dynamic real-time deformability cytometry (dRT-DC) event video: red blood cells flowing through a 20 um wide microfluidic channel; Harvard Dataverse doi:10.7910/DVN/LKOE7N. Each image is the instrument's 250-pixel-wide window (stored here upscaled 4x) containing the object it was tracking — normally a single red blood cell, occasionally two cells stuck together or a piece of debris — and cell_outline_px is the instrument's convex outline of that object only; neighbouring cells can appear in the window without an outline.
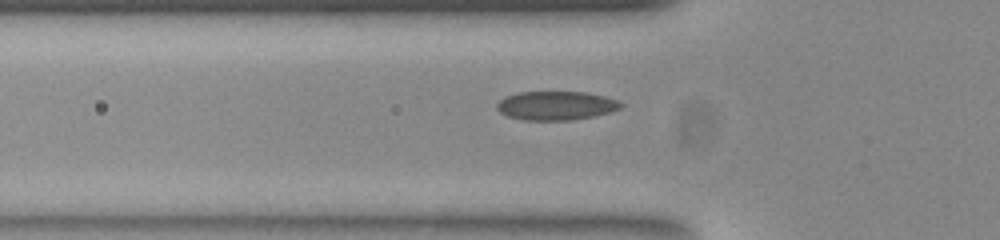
{"species": "common noctule bat (a hibernating species)", "species_latin": "Nyctalus noctula", "temperature_condition": "room temperature", "stored_images_in_passage": 36, "camera_frame_rate_fps": 3000, "um_per_image_px": 0.085, "animal": {"sex": "female", "body_mass_g": 23.0, "forearm_length_mm": 53.4}, "frame": {"image": 1, "passage_image": 6, "time_ms": 1.667, "image_size_px": [1000, 240], "cell_outline_px": [[624, 104], [620, 108], [608, 112], [592, 116], [572, 120], [524, 120], [508, 116], [500, 112], [496, 108], [496, 104], [504, 96], [516, 92], [584, 92], [604, 96], [616, 100]], "centroid_in_image_um": [47.21, 8.97], "position_along_channel_um": 78.6, "area_um2": 20.75}}
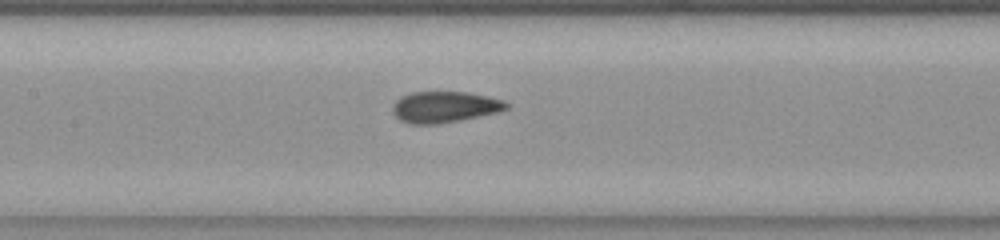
{"frame": {"image": 2, "passage_image": 13, "time_ms": 4.0, "image_size_px": [1000, 240], "cell_outline_px": [[508, 108], [500, 112], [460, 120], [436, 124], [412, 124], [400, 120], [392, 112], [392, 104], [400, 96], [412, 92], [468, 92], [488, 96], [504, 100], [508, 104]], "centroid_in_image_um": [37.79, 9.09], "position_along_channel_um": 169.6, "area_um2": 20.81}}
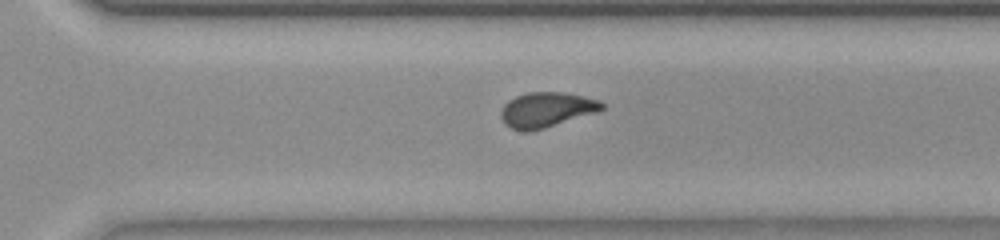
{"frame": {"image": 3, "passage_image": 25, "time_ms": 8.0, "image_size_px": [1000, 240], "cell_outline_px": [[604, 108], [596, 112], [544, 128], [528, 132], [524, 132], [512, 128], [504, 124], [500, 116], [500, 112], [504, 104], [508, 100], [516, 96], [528, 92], [564, 92], [584, 96], [600, 100], [604, 104]], "centroid_in_image_um": [46.42, 9.32], "position_along_channel_um": 324.2, "area_um2": 20.63}, "authors_computed_cell_mechanics": {"area_um2": 20.5479, "velocity_mm_per_s": 3.8777, "shape_relaxation_time_tau1_ms": null, "shape_relaxation_time_tau2_ms": 1.2215, "deformation_change_tau1": null, "deformation_change_tau2": 0.0514}}